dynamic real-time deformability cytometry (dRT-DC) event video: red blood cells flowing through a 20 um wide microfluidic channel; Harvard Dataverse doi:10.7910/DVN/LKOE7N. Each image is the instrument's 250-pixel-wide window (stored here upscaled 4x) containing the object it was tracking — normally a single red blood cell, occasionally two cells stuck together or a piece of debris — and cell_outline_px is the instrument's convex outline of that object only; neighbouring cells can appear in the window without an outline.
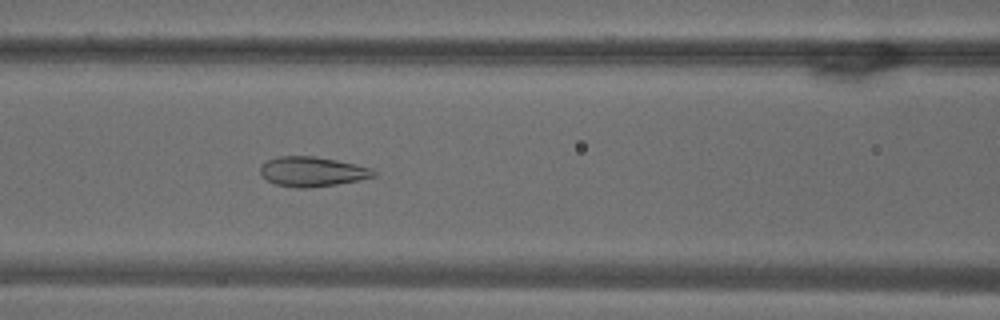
{"species": "common noctule bat (a hibernating species)", "species_latin": "Nyctalus noctula", "temperature_condition": "warm", "stored_images_in_passage": 44, "camera_frame_rate_fps": 3000, "um_per_image_px": 0.085, "animal": {"sex": "male", "body_mass_g": 18.8}, "frame": {"image": 1, "passage_image": 13, "time_ms": 4.0, "image_size_px": [1000, 320], "cell_outline_px": [[368, 176], [352, 180], [328, 184], [280, 184], [264, 176], [264, 164], [272, 160], [288, 156], [304, 156], [328, 160], [348, 164], [364, 168]], "centroid_in_image_um": [26.41, 14.54], "position_along_channel_um": 140.2, "area_um2": 16.13}}
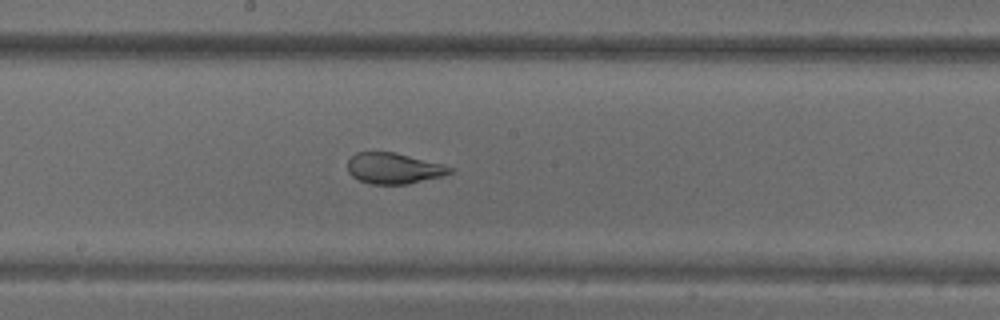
{"frame": {"image": 2, "passage_image": 19, "time_ms": 6.0, "image_size_px": [1000, 320], "cell_outline_px": [[448, 172], [400, 184], [380, 184], [360, 180], [348, 168], [348, 164], [360, 152], [388, 152], [404, 156], [432, 164]], "centroid_in_image_um": [33.21, 14.31], "position_along_channel_um": 215.0, "area_um2": 15.66}}
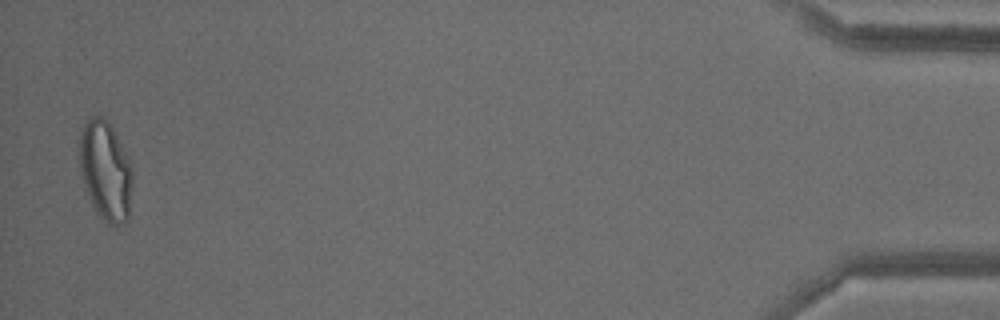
{"frame": {"image": 3, "passage_image": 43, "time_ms": 14.0, "image_size_px": [1000, 320], "cell_outline_px": [[128, 180], [124, 212], [100, 208], [92, 192], [84, 168], [84, 132], [88, 124], [92, 124], [108, 128], [128, 172]], "centroid_in_image_um": [8.92, 14.33], "position_along_channel_um": 426.3, "area_um2": 20.52}}